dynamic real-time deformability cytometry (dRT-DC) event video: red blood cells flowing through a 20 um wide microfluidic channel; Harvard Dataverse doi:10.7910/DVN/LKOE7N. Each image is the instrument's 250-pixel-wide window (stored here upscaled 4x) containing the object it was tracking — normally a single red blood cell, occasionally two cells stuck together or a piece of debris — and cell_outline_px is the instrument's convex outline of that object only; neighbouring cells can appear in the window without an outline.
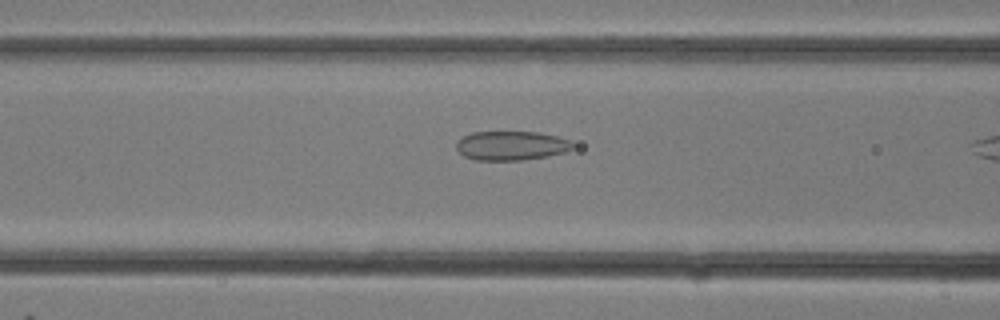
{"species": "common noctule bat (a hibernating species)", "species_latin": "Nyctalus noctula", "temperature_condition": "room temperature", "stored_images_in_passage": 11, "camera_frame_rate_fps": 3000, "um_per_image_px": 0.085, "animal": {"sex": "female"}, "frame": {"image": 1, "passage_image": 10, "time_ms": 3.0, "image_size_px": [1000, 320], "cell_outline_px": [[572, 148], [564, 152], [548, 156], [520, 160], [476, 160], [464, 156], [456, 148], [456, 140], [472, 132], [540, 132], [556, 136], [568, 140], [572, 144]], "centroid_in_image_um": [43.42, 12.38], "position_along_channel_um": 123.2, "area_um2": 19.65}}